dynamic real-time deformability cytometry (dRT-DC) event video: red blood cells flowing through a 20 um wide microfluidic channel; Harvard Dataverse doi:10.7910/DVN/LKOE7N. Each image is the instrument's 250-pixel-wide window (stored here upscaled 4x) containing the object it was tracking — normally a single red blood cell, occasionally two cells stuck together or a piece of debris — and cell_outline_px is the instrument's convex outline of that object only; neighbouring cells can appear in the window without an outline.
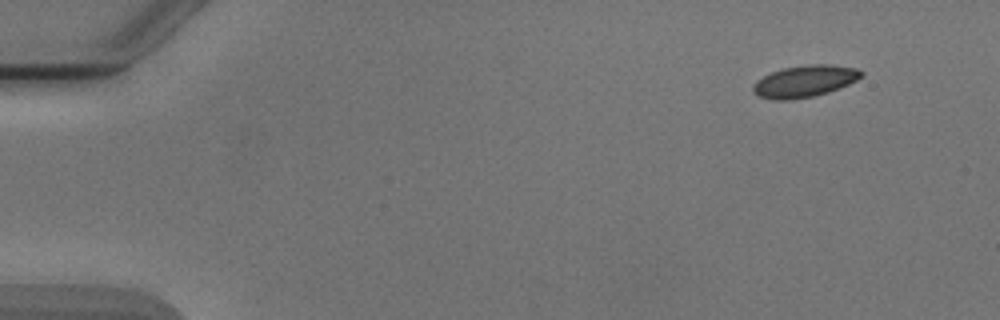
{"species": "Egyptian fruit bat (a non-hibernating species)", "species_latin": "Rousettus aegyptiacus", "temperature_condition": "cold", "stored_images_in_passage": 5, "camera_frame_rate_fps": 3000, "um_per_image_px": 0.085, "animal": {"sex": "male"}, "frame": {"image": 1, "passage_image": 1, "time_ms": 0.0, "image_size_px": [1000, 320], "cell_outline_px": [[864, 72], [856, 80], [840, 88], [828, 92], [812, 96], [792, 100], [772, 100], [760, 96], [752, 92], [752, 84], [756, 80], [772, 72], [784, 68], [808, 64], [828, 64], [860, 68]], "centroid_in_image_um": [68.39, 6.9], "position_along_channel_um": 16.6, "area_um2": 20.11}}
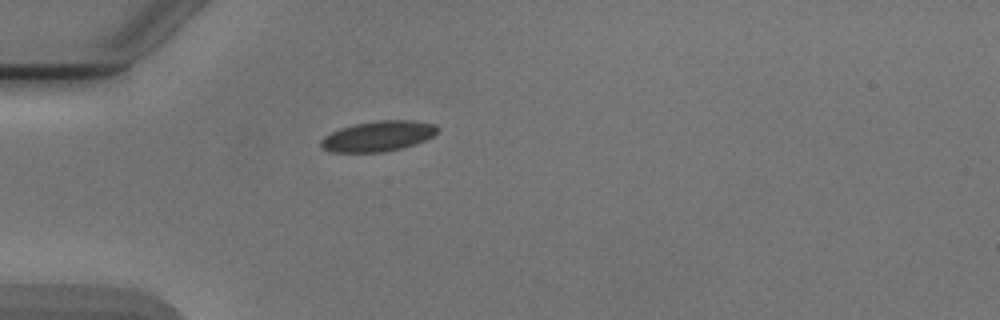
{"frame": {"image": 2, "passage_image": 4, "time_ms": 3.667, "image_size_px": [1000, 320], "cell_outline_px": [[440, 128], [432, 136], [424, 140], [400, 148], [384, 152], [332, 152], [320, 148], [320, 140], [324, 136], [340, 128], [352, 124], [376, 120], [412, 120], [436, 124]], "centroid_in_image_um": [32.1, 11.56], "position_along_channel_um": 52.9, "area_um2": 20.69}}